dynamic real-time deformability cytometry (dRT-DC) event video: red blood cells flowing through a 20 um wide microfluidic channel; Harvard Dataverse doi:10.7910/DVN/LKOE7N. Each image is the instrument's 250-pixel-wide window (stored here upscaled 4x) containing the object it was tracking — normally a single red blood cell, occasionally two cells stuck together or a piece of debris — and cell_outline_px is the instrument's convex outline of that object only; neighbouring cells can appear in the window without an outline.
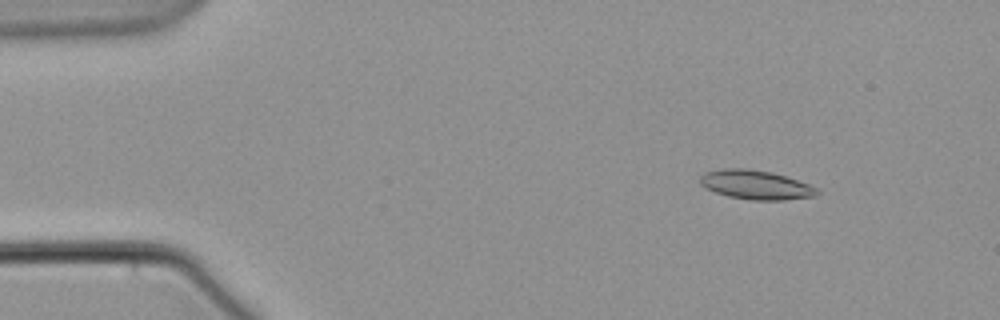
{"species": "common noctule bat (a hibernating species)", "species_latin": "Nyctalus noctula", "temperature_condition": "warm", "stored_images_in_passage": 5, "camera_frame_rate_fps": 3000, "um_per_image_px": 0.085, "animal": {"sex": "male", "body_mass_g": 21.5, "forearm_length_mm": 52.0}, "frame": {"image": 1, "passage_image": 2, "time_ms": 1.0, "image_size_px": [1000, 320], "cell_outline_px": [[820, 192], [816, 196], [784, 200], [752, 200], [728, 196], [704, 188], [700, 184], [700, 176], [704, 172], [724, 168], [748, 168], [772, 172], [808, 184], [816, 188]], "centroid_in_image_um": [64.21, 15.7], "position_along_channel_um": 20.8, "area_um2": 19.88}}
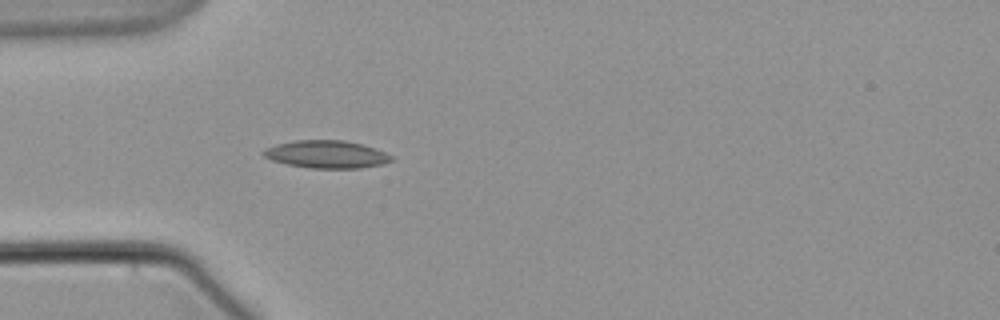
{"frame": {"image": 2, "passage_image": 5, "time_ms": 4.667, "image_size_px": [1000, 320], "cell_outline_px": [[396, 160], [384, 164], [360, 168], [312, 168], [288, 164], [272, 160], [264, 156], [260, 152], [264, 148], [276, 144], [296, 140], [344, 140], [364, 144], [376, 148], [392, 156]], "centroid_in_image_um": [27.78, 13.11], "position_along_channel_um": 57.2, "area_um2": 20.81}}